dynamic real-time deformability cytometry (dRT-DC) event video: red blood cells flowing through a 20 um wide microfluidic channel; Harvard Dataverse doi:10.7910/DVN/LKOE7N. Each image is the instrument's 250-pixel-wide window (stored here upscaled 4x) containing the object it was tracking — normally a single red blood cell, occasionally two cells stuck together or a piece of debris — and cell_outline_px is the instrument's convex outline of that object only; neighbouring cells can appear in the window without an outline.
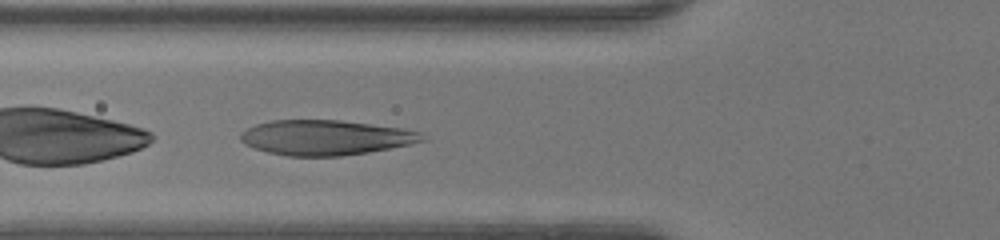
{"species": "human", "species_latin": "Homo sapiens", "temperature_condition": "warm", "stored_images_in_passage": 29, "camera_frame_rate_fps": 3000, "um_per_image_px": 0.085, "donor": {"sex": "female"}, "frame": {"image": 1, "passage_image": 3, "time_ms": 0.667, "image_size_px": [1000, 240], "cell_outline_px": [[424, 140], [408, 144], [368, 152], [340, 156], [288, 156], [268, 152], [244, 144], [240, 140], [240, 132], [256, 124], [272, 120], [340, 120], [404, 128], [420, 132], [424, 136]], "centroid_in_image_um": [27.64, 11.68], "position_along_channel_um": 98.2, "area_um2": 36.88}}
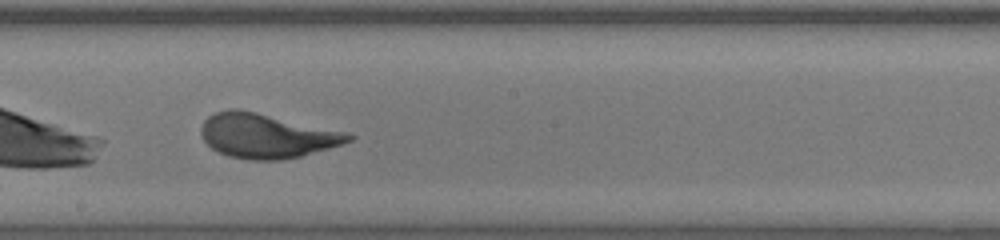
{"frame": {"image": 2, "passage_image": 12, "time_ms": 3.667, "image_size_px": [1000, 240], "cell_outline_px": [[356, 136], [352, 140], [328, 148], [300, 156], [280, 160], [248, 160], [228, 156], [212, 148], [204, 140], [200, 132], [200, 128], [204, 120], [208, 116], [216, 112], [228, 108], [236, 108], [256, 112], [340, 132]], "centroid_in_image_um": [22.56, 11.55], "position_along_channel_um": 225.6, "area_um2": 37.4}}
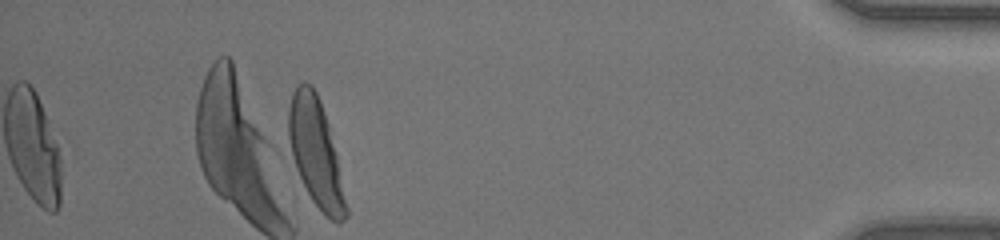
{"frame": {"image": 3, "passage_image": 29, "time_ms": 9.333, "image_size_px": [1000, 240], "cell_outline_px": [[348, 216], [344, 220], [336, 224], [312, 200], [296, 168], [292, 156], [288, 136], [288, 108], [292, 92], [304, 80], [312, 84], [320, 100], [328, 124], [336, 156], [348, 208]], "centroid_in_image_um": [26.83, 12.94], "position_along_channel_um": 408.4, "area_um2": 35.32}, "authors_computed_cell_mechanics": {"area_um2": 37.2232, "velocity_mm_per_s": 4.2594, "shape_relaxation_time_tau1_ms": 2.7433, "shape_relaxation_time_tau2_ms": null, "deformation_change_tau1": 0.1786, "deformation_change_tau2": null}}